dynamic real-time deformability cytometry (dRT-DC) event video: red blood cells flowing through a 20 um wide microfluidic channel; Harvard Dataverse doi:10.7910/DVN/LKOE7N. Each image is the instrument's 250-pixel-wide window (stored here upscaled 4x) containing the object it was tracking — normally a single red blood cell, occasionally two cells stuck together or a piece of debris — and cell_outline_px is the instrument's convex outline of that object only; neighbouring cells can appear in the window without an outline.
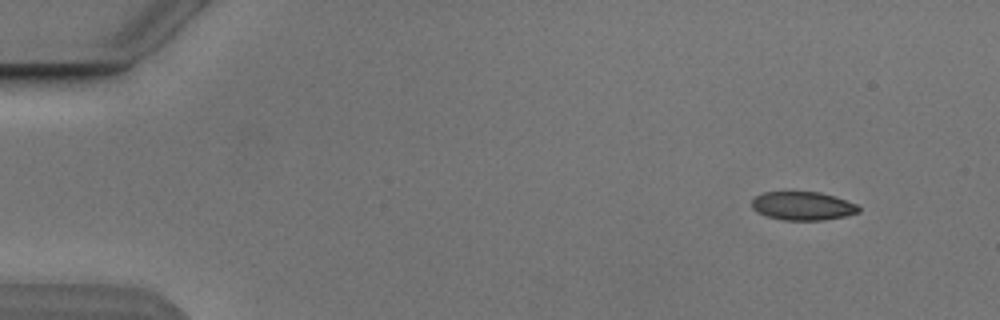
{"species": "Egyptian fruit bat (a non-hibernating species)", "species_latin": "Rousettus aegyptiacus", "temperature_condition": "cold", "stored_images_in_passage": 4, "camera_frame_rate_fps": 3000, "um_per_image_px": 0.085, "animal": {"sex": "male"}, "frame": {"image": 1, "passage_image": 1, "time_ms": 0.0, "image_size_px": [1000, 320], "cell_outline_px": [[860, 212], [844, 216], [824, 220], [784, 220], [768, 216], [756, 212], [752, 208], [752, 200], [756, 196], [764, 192], [820, 192], [856, 204], [860, 208]], "centroid_in_image_um": [68.21, 17.51], "position_along_channel_um": 16.8, "area_um2": 17.57}}
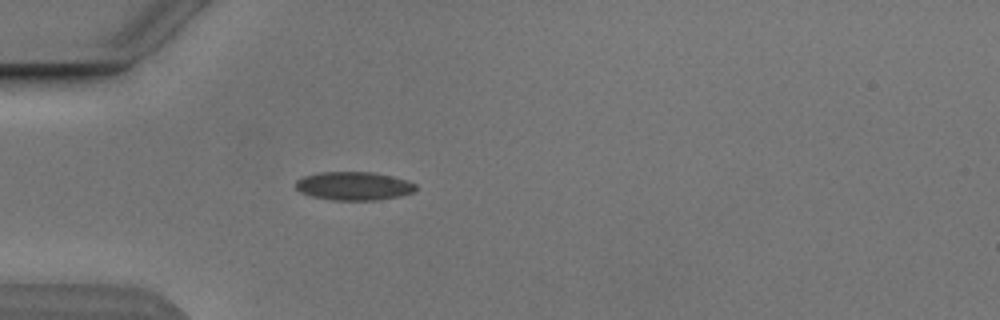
{"frame": {"image": 2, "passage_image": 4, "time_ms": 3.667, "image_size_px": [1000, 320], "cell_outline_px": [[416, 188], [412, 192], [400, 196], [376, 200], [332, 200], [312, 196], [300, 192], [296, 188], [296, 180], [304, 176], [320, 172], [372, 172], [392, 176], [408, 180], [416, 184]], "centroid_in_image_um": [30.07, 15.8], "position_along_channel_um": 54.9, "area_um2": 19.88}}